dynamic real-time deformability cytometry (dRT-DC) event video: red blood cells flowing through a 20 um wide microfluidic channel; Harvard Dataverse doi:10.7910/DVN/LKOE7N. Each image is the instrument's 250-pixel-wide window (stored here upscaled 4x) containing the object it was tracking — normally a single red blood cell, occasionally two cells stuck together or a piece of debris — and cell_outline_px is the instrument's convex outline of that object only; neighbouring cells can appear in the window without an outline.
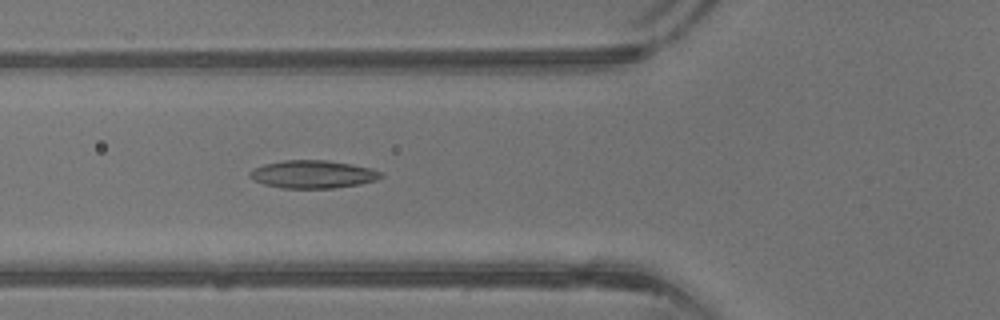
{"species": "common noctule bat (a hibernating species)", "species_latin": "Nyctalus noctula", "temperature_condition": "warm", "stored_images_in_passage": 41, "camera_frame_rate_fps": 3000, "um_per_image_px": 0.085, "animal": {"sex": "male", "body_mass_g": 13.3}, "frame": {"image": 1, "passage_image": 15, "time_ms": 4.667, "image_size_px": [1000, 320], "cell_outline_px": [[384, 176], [376, 180], [360, 184], [332, 188], [280, 188], [264, 184], [252, 180], [248, 176], [248, 172], [264, 164], [284, 160], [328, 160], [352, 164], [372, 168], [384, 172]], "centroid_in_image_um": [26.61, 14.81], "position_along_channel_um": 99.2, "area_um2": 21.5}}
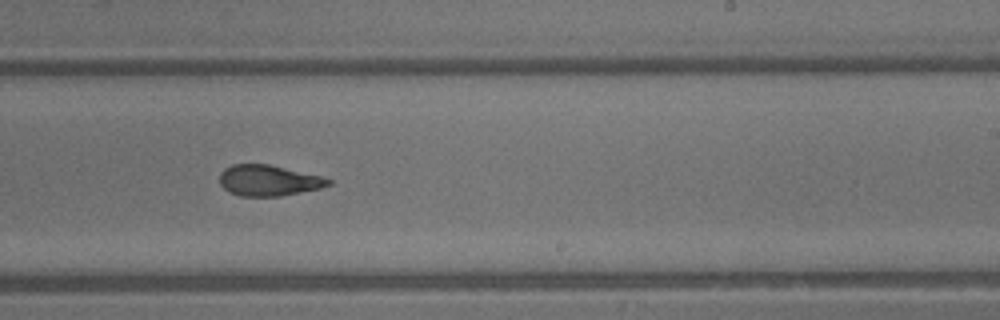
{"frame": {"image": 2, "passage_image": 25, "time_ms": 8.0, "image_size_px": [1000, 320], "cell_outline_px": [[332, 184], [320, 188], [280, 196], [240, 196], [228, 192], [220, 184], [220, 172], [224, 168], [232, 164], [268, 164], [320, 176], [332, 180]], "centroid_in_image_um": [22.79, 15.34], "position_along_channel_um": 266.2, "area_um2": 19.48}}
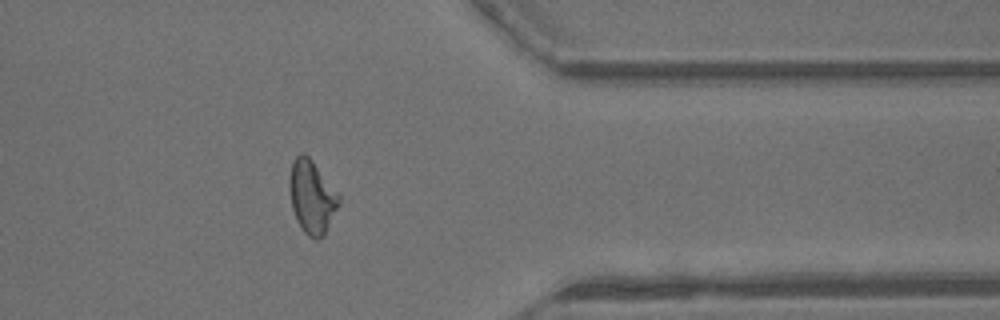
{"frame": {"image": 3, "passage_image": 33, "time_ms": 10.667, "image_size_px": [1000, 320], "cell_outline_px": [[340, 204], [324, 236], [316, 240], [312, 240], [304, 232], [296, 220], [292, 208], [288, 188], [288, 180], [292, 160], [300, 152], [304, 152], [312, 160], [340, 196]], "centroid_in_image_um": [26.49, 16.74], "position_along_channel_um": 384.9, "area_um2": 21.39}}